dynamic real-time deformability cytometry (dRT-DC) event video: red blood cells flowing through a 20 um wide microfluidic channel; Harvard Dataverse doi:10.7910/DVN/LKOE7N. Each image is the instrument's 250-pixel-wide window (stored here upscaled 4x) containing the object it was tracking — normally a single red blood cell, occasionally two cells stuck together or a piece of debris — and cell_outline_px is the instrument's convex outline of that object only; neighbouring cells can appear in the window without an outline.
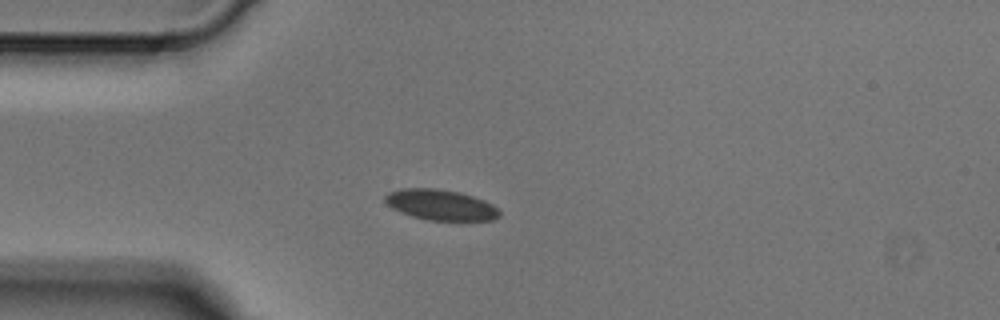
{"species": "Egyptian fruit bat (a non-hibernating species)", "species_latin": "Rousettus aegyptiacus", "temperature_condition": "cold", "stored_images_in_passage": 4, "camera_frame_rate_fps": 3000, "um_per_image_px": 0.085, "animal": {"sex": "male"}, "frame": {"image": 1, "passage_image": 3, "time_ms": 0.667, "image_size_px": [1000, 320], "cell_outline_px": [[500, 216], [492, 220], [428, 220], [412, 216], [400, 212], [392, 208], [384, 200], [384, 196], [388, 192], [400, 188], [436, 188], [460, 192], [484, 200], [492, 204], [500, 212]], "centroid_in_image_um": [37.43, 17.4], "position_along_channel_um": 47.6, "area_um2": 20.4}}